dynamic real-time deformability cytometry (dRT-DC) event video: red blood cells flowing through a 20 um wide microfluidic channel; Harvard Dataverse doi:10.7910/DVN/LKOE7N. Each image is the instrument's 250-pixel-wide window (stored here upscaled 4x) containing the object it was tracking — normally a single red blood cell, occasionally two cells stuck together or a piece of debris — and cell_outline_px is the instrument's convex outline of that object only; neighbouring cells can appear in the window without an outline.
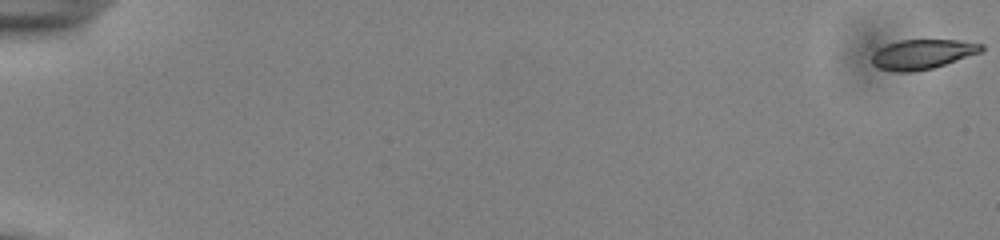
{"species": "common noctule bat (a hibernating species)", "species_latin": "Nyctalus noctula", "temperature_condition": "cold", "stored_images_in_passage": 55, "camera_frame_rate_fps": 3000, "um_per_image_px": 0.085, "animal": {"sex": "male", "body_mass_g": 13.0, "forearm_length_mm": 53.1}, "frame": {"image": 1, "passage_image": 1, "time_ms": 0.0, "image_size_px": [1000, 240], "cell_outline_px": [[984, 48], [980, 52], [932, 68], [912, 72], [896, 72], [880, 68], [872, 64], [872, 52], [876, 48], [900, 40], [956, 40], [984, 44]], "centroid_in_image_um": [78.35, 4.6], "position_along_channel_um": 6.6, "area_um2": 18.84}}
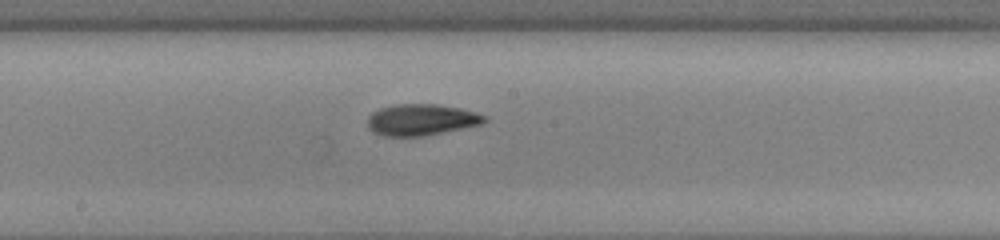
{"frame": {"image": 2, "passage_image": 32, "time_ms": 10.333, "image_size_px": [1000, 240], "cell_outline_px": [[488, 120], [484, 124], [424, 136], [384, 136], [372, 132], [368, 128], [368, 116], [372, 112], [380, 108], [396, 104], [436, 104], [460, 108], [476, 112], [488, 116]], "centroid_in_image_um": [35.84, 10.18], "position_along_channel_um": 212.4, "area_um2": 21.62}}
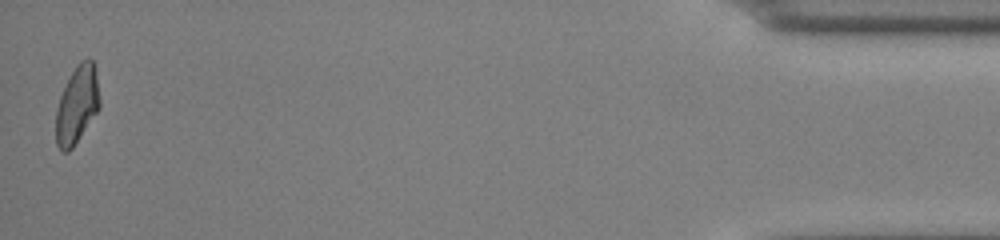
{"frame": {"image": 3, "passage_image": 55, "time_ms": 18.0, "image_size_px": [1000, 240], "cell_outline_px": [[100, 108], [72, 148], [68, 152], [64, 152], [56, 144], [56, 112], [60, 96], [76, 64], [80, 60], [88, 56], [92, 60], [96, 68], [100, 100]], "centroid_in_image_um": [6.57, 8.86], "position_along_channel_um": 428.6, "area_um2": 19.83}, "authors_computed_cell_mechanics": {"area_um2": 20.1722, "velocity_mm_per_s": 3.8846, "shape_relaxation_time_tau1_ms": 3.1281, "shape_relaxation_time_tau2_ms": 2.2064, "deformation_change_tau1": 0.143, "deformation_change_tau2": 0.0841}}